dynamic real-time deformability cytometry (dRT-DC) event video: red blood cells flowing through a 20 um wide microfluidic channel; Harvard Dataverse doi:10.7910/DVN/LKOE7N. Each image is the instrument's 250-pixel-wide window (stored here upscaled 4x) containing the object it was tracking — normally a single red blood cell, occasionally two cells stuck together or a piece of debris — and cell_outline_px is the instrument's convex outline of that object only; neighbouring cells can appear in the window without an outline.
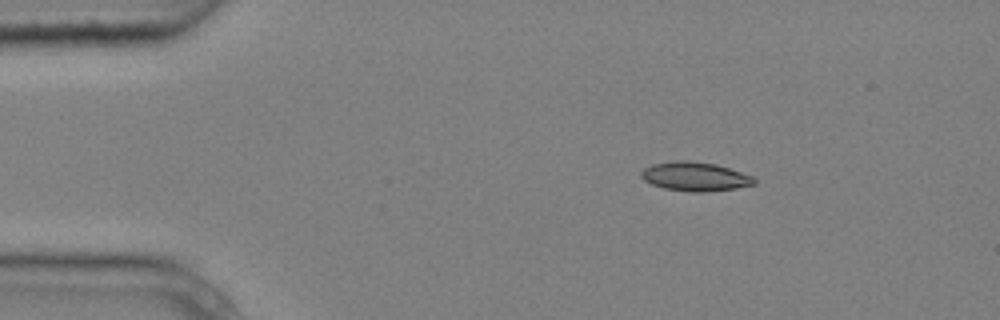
{"species": "common noctule bat (a hibernating species)", "species_latin": "Nyctalus noctula", "temperature_condition": "cold", "stored_images_in_passage": 3, "camera_frame_rate_fps": 3000, "um_per_image_px": 0.085, "animal": {"sex": "male", "body_mass_g": 20.4}, "frame": {"image": 1, "passage_image": 1, "time_ms": 0.0, "image_size_px": [1000, 320], "cell_outline_px": [[756, 184], [736, 188], [704, 192], [692, 192], [664, 188], [652, 184], [644, 180], [640, 176], [640, 172], [644, 168], [652, 164], [676, 160], [688, 160], [716, 164], [752, 176], [756, 180]], "centroid_in_image_um": [59.06, 15.0], "position_along_channel_um": 25.9, "area_um2": 19.07}}
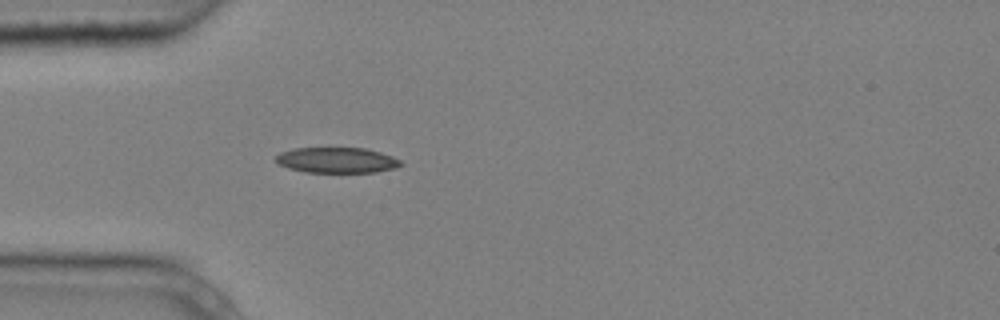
{"frame": {"image": 2, "passage_image": 3, "time_ms": 0.667, "image_size_px": [1000, 320], "cell_outline_px": [[404, 164], [396, 168], [376, 172], [304, 172], [288, 168], [280, 164], [276, 160], [276, 156], [280, 152], [292, 148], [364, 148], [380, 152], [392, 156], [400, 160]], "centroid_in_image_um": [28.64, 13.61], "position_along_channel_um": 56.4, "area_um2": 18.61}}